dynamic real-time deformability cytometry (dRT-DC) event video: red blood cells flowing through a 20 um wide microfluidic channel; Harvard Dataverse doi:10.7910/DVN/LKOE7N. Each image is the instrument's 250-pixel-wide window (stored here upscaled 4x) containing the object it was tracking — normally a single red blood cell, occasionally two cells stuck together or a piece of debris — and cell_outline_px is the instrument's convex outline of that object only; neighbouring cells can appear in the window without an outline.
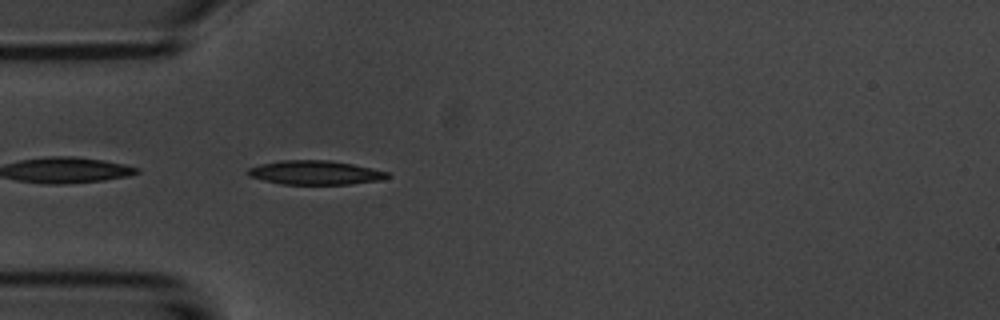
{"species": "common noctule bat (a hibernating species)", "species_latin": "Nyctalus noctula", "temperature_condition": "room temperature", "stored_images_in_passage": 24, "camera_frame_rate_fps": 3000, "um_per_image_px": 0.085, "animal": {"sex": "male", "body_mass_g": 20.1, "forearm_length_mm": 53.5}, "frame": {"image": 1, "passage_image": 1, "time_ms": 0.0, "image_size_px": [1000, 320], "cell_outline_px": [[392, 176], [384, 180], [348, 184], [280, 184], [248, 176], [244, 172], [248, 168], [260, 164], [280, 160], [328, 160], [352, 164], [372, 168], [388, 172]], "centroid_in_image_um": [26.78, 14.67], "position_along_channel_um": 58.2, "area_um2": 19.71}}
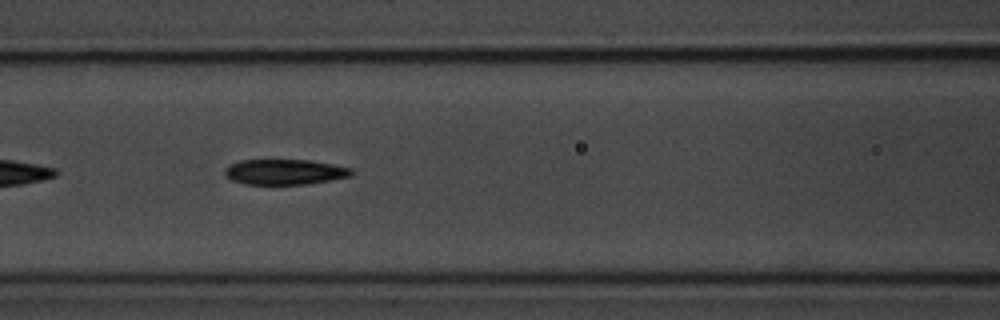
{"frame": {"image": 2, "passage_image": 8, "time_ms": 2.333, "image_size_px": [1000, 320], "cell_outline_px": [[352, 176], [308, 184], [244, 184], [232, 180], [224, 176], [224, 172], [232, 164], [240, 160], [308, 160], [332, 164], [352, 168]], "centroid_in_image_um": [24.21, 14.62], "position_along_channel_um": 142.4, "area_um2": 18.61}}
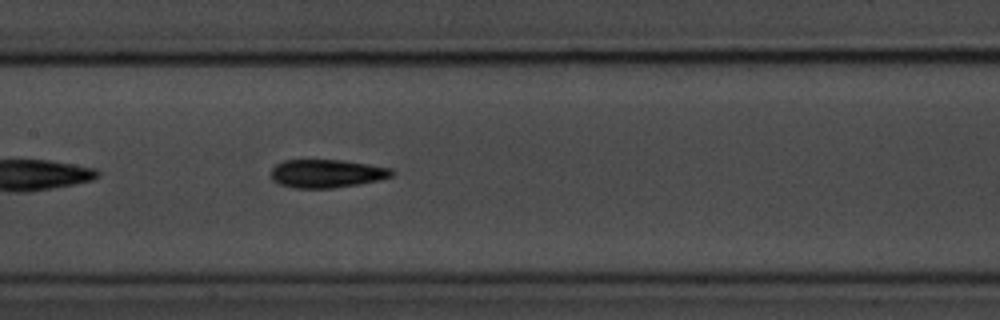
{"frame": {"image": 3, "passage_image": 11, "time_ms": 3.333, "image_size_px": [1000, 320], "cell_outline_px": [[396, 172], [392, 176], [380, 180], [360, 184], [332, 188], [292, 188], [280, 184], [272, 180], [272, 168], [276, 164], [284, 160], [340, 160], [368, 164], [392, 168]], "centroid_in_image_um": [27.8, 14.75], "position_along_channel_um": 179.6, "area_um2": 20.0}}